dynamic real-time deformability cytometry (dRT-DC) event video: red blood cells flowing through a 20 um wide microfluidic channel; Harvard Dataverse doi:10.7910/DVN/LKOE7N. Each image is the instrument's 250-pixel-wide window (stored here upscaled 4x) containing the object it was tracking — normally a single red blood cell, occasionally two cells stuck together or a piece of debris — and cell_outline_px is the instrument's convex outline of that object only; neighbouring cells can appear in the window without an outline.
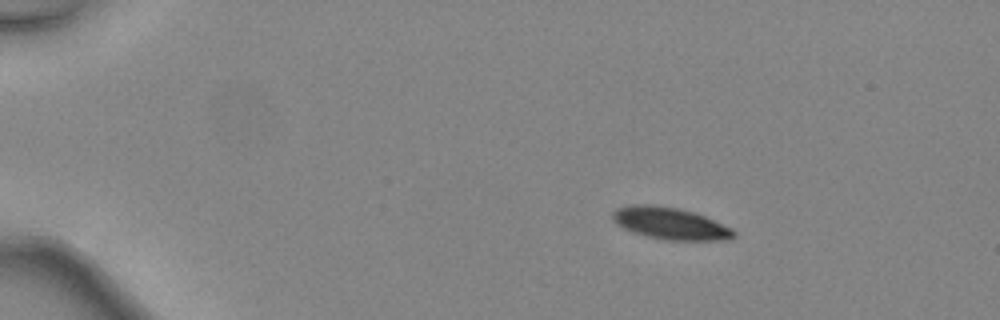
{"species": "common noctule bat (a hibernating species)", "species_latin": "Nyctalus noctula", "temperature_condition": "warm", "stored_images_in_passage": 17, "camera_frame_rate_fps": 3000, "um_per_image_px": 0.085, "animal": {"sex": "female", "body_mass_g": 24.6, "forearm_length_mm": 56.2}, "frame": {"image": 1, "passage_image": 9, "time_ms": 2.667, "image_size_px": [1000, 320], "cell_outline_px": [[736, 236], [728, 240], [664, 240], [644, 236], [632, 232], [624, 228], [612, 220], [612, 212], [616, 208], [628, 204], [652, 204], [676, 208], [692, 212], [704, 216], [732, 228], [736, 232]], "centroid_in_image_um": [56.94, 18.99], "position_along_channel_um": 28.1, "area_um2": 22.72}}
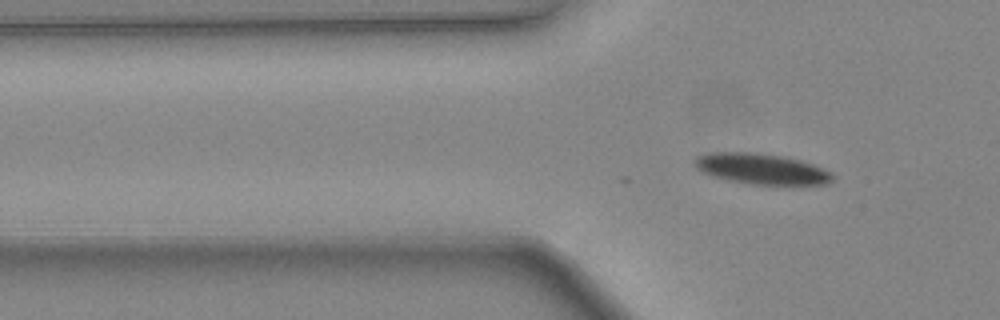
{"frame": {"image": 2, "passage_image": 17, "time_ms": 5.333, "image_size_px": [1000, 320], "cell_outline_px": [[832, 180], [828, 184], [748, 184], [728, 180], [712, 176], [696, 168], [692, 164], [696, 156], [712, 152], [748, 152], [780, 156], [800, 160], [824, 168], [832, 172]], "centroid_in_image_um": [64.69, 14.35], "position_along_channel_um": 61.1, "area_um2": 24.51}}